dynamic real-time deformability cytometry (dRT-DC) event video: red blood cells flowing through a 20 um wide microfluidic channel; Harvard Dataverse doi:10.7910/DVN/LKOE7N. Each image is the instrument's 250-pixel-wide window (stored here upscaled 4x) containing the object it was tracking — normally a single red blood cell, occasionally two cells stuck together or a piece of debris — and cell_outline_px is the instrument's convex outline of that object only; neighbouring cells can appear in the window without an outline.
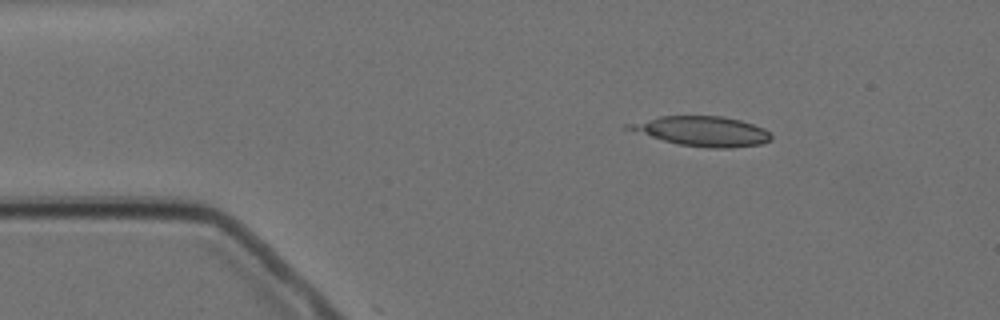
{"species": "Egyptian fruit bat (a non-hibernating species)", "species_latin": "Rousettus aegyptiacus", "temperature_condition": "cold", "stored_images_in_passage": 6, "camera_frame_rate_fps": 3000, "um_per_image_px": 0.085, "animal": {"sex": "female"}, "frame": {"image": 1, "passage_image": 2, "time_ms": 1.333, "image_size_px": [1000, 320], "cell_outline_px": [[772, 140], [760, 144], [732, 148], [708, 148], [680, 144], [664, 140], [624, 128], [624, 124], [660, 116], [724, 116], [740, 120], [764, 128], [772, 136]], "centroid_in_image_um": [59.71, 11.15], "position_along_channel_um": 25.3, "area_um2": 24.57}}
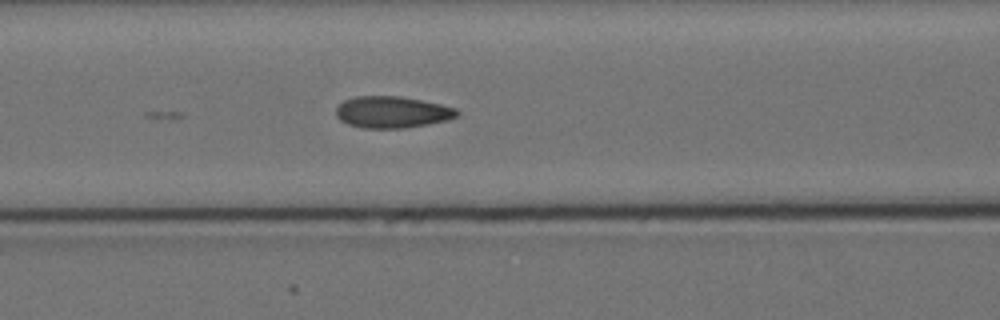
{"frame": {"image": 2, "passage_image": 6, "time_ms": 6.0, "image_size_px": [1000, 320], "cell_outline_px": [[460, 112], [456, 116], [448, 120], [428, 124], [404, 128], [360, 128], [348, 124], [340, 120], [336, 116], [336, 108], [344, 100], [356, 96], [400, 96], [440, 104], [456, 108]], "centroid_in_image_um": [33.32, 9.53], "position_along_channel_um": 133.3, "area_um2": 22.31}}